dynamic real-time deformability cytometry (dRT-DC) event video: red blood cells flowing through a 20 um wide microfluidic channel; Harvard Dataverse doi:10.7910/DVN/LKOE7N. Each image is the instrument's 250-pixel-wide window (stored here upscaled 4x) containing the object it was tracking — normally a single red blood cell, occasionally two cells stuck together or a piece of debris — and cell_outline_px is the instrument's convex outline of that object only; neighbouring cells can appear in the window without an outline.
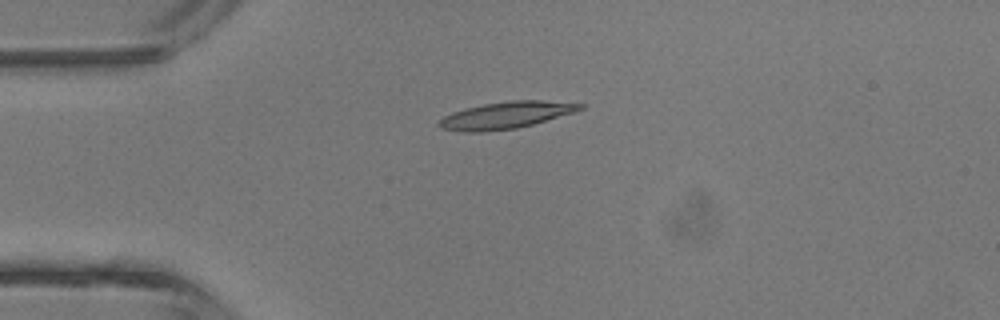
{"species": "common noctule bat (a hibernating species)", "species_latin": "Nyctalus noctula", "temperature_condition": "room temperature", "stored_images_in_passage": 3, "camera_frame_rate_fps": 3000, "um_per_image_px": 0.085, "animal": {"sex": "male", "body_mass_g": 13.3}, "frame": {"image": 1, "passage_image": 2, "time_ms": 1.333, "image_size_px": [1000, 320], "cell_outline_px": [[584, 108], [576, 112], [532, 124], [516, 128], [480, 132], [464, 132], [440, 128], [436, 124], [444, 116], [452, 112], [464, 108], [484, 104], [512, 100], [540, 100], [584, 104]], "centroid_in_image_um": [42.99, 9.79], "position_along_channel_um": 42.0, "area_um2": 22.02}}